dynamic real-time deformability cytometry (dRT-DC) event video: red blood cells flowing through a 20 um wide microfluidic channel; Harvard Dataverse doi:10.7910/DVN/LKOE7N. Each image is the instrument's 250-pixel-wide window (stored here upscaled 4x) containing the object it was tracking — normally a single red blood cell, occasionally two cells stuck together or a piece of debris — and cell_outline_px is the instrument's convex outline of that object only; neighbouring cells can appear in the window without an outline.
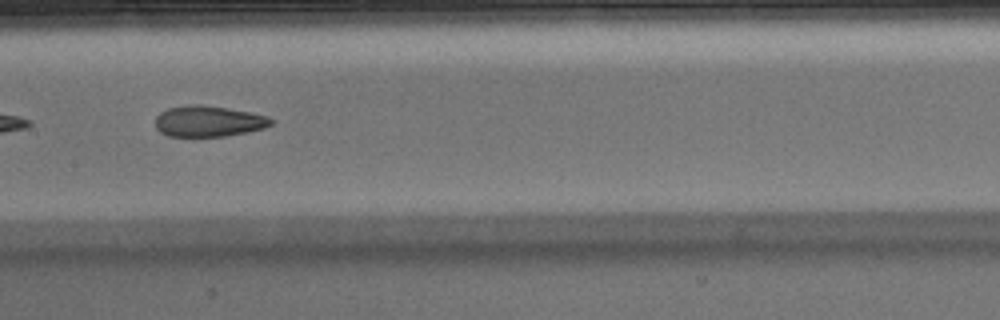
{"species": "Egyptian fruit bat (a non-hibernating species)", "species_latin": "Rousettus aegyptiacus", "temperature_condition": "warm", "stored_images_in_passage": 51, "camera_frame_rate_fps": 3000, "um_per_image_px": 0.085, "animal": {"sex": "male"}, "frame": {"image": 1, "passage_image": 25, "time_ms": 8.0, "image_size_px": [1000, 320], "cell_outline_px": [[276, 120], [272, 124], [264, 128], [224, 136], [168, 136], [160, 132], [156, 128], [156, 116], [160, 112], [168, 108], [196, 104], [228, 108], [252, 112], [268, 116]], "centroid_in_image_um": [17.74, 10.3], "position_along_channel_um": 189.7, "area_um2": 20.81}}
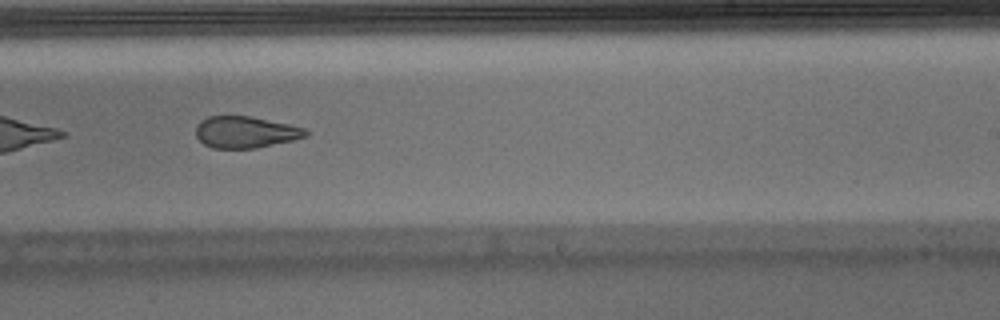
{"frame": {"image": 2, "passage_image": 31, "time_ms": 10.0, "image_size_px": [1000, 320], "cell_outline_px": [[308, 136], [292, 140], [256, 148], [212, 148], [204, 144], [196, 136], [196, 124], [200, 120], [208, 116], [252, 116], [288, 124], [304, 128], [308, 132]], "centroid_in_image_um": [20.84, 11.22], "position_along_channel_um": 268.2, "area_um2": 20.23}, "authors_computed_cell_mechanics": {"area_um2": 25.2008, "velocity_mm_per_s": 3.9434, "shape_relaxation_time_tau1_ms": null, "shape_relaxation_time_tau2_ms": 2.2969, "deformation_change_tau1": null, "deformation_change_tau2": 0.1035}}